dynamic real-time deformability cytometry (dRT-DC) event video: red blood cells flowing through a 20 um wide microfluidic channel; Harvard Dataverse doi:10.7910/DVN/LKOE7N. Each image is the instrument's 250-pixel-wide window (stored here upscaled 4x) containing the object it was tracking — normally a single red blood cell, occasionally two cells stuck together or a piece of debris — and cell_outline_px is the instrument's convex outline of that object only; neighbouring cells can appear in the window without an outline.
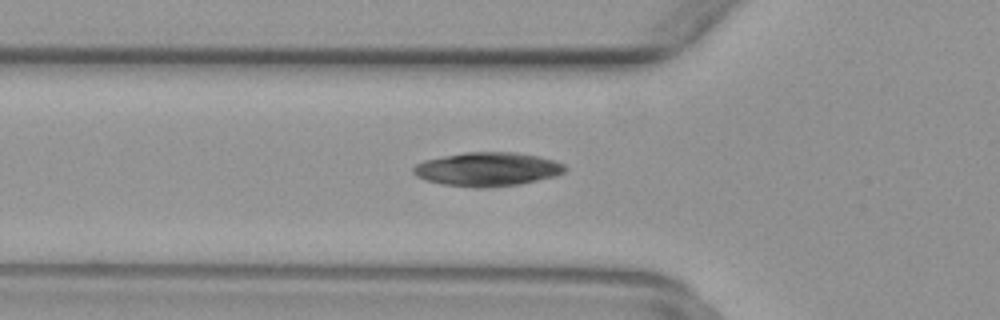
{"species": "common noctule bat (a hibernating species)", "species_latin": "Nyctalus noctula", "temperature_condition": "warm", "stored_images_in_passage": 35, "camera_frame_rate_fps": 3000, "um_per_image_px": 0.085, "animal": {"sex": "female", "body_mass_g": 29.2, "forearm_length_mm": 56.3}, "frame": {"image": 1, "passage_image": 2, "time_ms": 0.333, "image_size_px": [1000, 320], "cell_outline_px": [[568, 168], [564, 172], [556, 176], [520, 184], [488, 188], [476, 188], [440, 184], [424, 180], [416, 176], [412, 172], [412, 168], [416, 164], [424, 160], [464, 152], [516, 152], [540, 156], [564, 164]], "centroid_in_image_um": [41.42, 14.39], "position_along_channel_um": 84.4, "area_um2": 30.23}}
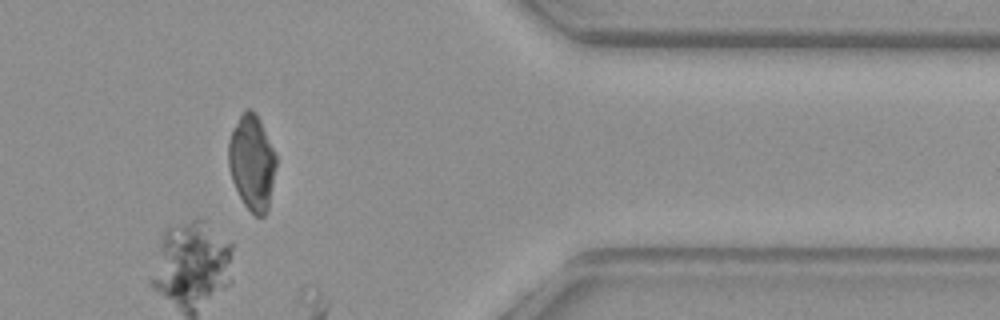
{"frame": {"image": 2, "passage_image": 26, "time_ms": 8.333, "image_size_px": [1000, 320], "cell_outline_px": [[276, 164], [268, 208], [264, 216], [256, 216], [244, 204], [232, 180], [228, 168], [228, 140], [244, 108], [252, 108], [256, 112], [260, 120], [276, 156]], "centroid_in_image_um": [21.4, 13.78], "position_along_channel_um": 390.0, "area_um2": 26.18}}
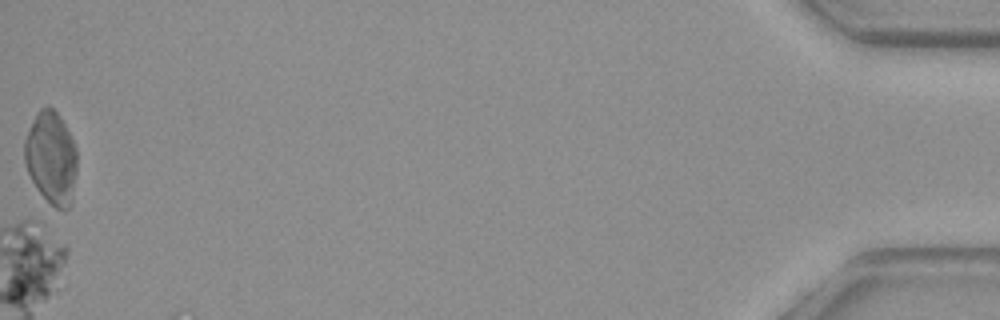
{"frame": {"image": 3, "passage_image": 35, "time_ms": 11.333, "image_size_px": [1000, 320], "cell_outline_px": [[76, 172], [72, 204], [68, 208], [56, 208], [36, 188], [28, 172], [24, 160], [24, 140], [36, 112], [40, 108], [52, 108], [60, 116], [76, 148]], "centroid_in_image_um": [4.35, 13.42], "position_along_channel_um": 430.9, "area_um2": 28.03}}